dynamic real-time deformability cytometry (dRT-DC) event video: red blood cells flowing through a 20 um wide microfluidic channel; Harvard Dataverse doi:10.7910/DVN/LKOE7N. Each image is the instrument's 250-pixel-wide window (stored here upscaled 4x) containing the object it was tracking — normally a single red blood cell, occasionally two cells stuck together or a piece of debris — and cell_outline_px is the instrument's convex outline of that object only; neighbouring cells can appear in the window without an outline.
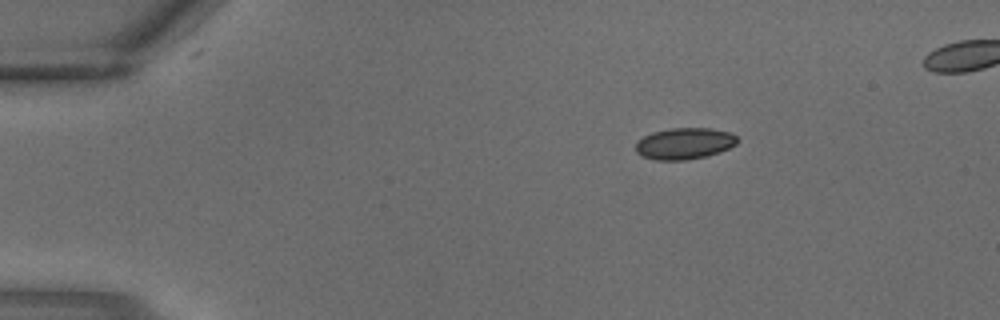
{"species": "common noctule bat (a hibernating species)", "species_latin": "Nyctalus noctula", "temperature_condition": "warm", "stored_images_in_passage": 2, "camera_frame_rate_fps": 3000, "um_per_image_px": 0.085, "animal": {"sex": "male", "body_mass_g": 18.8}, "frame": {"image": 1, "passage_image": 1, "time_ms": 0.0, "image_size_px": [1000, 320], "cell_outline_px": [[736, 144], [720, 152], [704, 156], [684, 160], [652, 160], [640, 156], [636, 152], [636, 144], [644, 136], [652, 132], [672, 128], [708, 128], [732, 132], [736, 136]], "centroid_in_image_um": [58.15, 12.2], "position_along_channel_um": 26.8, "area_um2": 18.55}}